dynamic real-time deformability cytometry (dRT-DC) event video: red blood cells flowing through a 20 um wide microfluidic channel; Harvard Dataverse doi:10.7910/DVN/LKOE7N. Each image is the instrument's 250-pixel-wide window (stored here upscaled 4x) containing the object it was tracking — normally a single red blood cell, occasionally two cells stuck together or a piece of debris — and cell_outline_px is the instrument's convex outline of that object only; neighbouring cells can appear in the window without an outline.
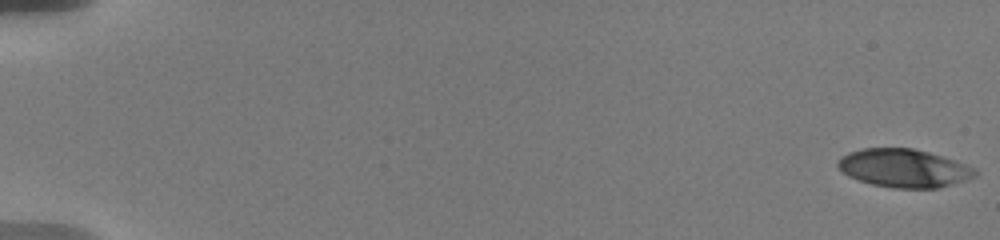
{"species": "human", "species_latin": "Homo sapiens", "temperature_condition": "warm", "stored_images_in_passage": 57, "camera_frame_rate_fps": 3000, "um_per_image_px": 0.085, "donor": {"sex": "male"}, "frame": {"image": 1, "passage_image": 1, "time_ms": 0.0, "image_size_px": [1000, 240], "cell_outline_px": [[976, 176], [968, 180], [936, 188], [892, 188], [872, 184], [848, 176], [836, 164], [848, 152], [864, 148], [912, 148], [928, 152], [956, 160], [976, 168]], "centroid_in_image_um": [76.88, 14.3], "position_along_channel_um": 8.1, "area_um2": 30.46}}
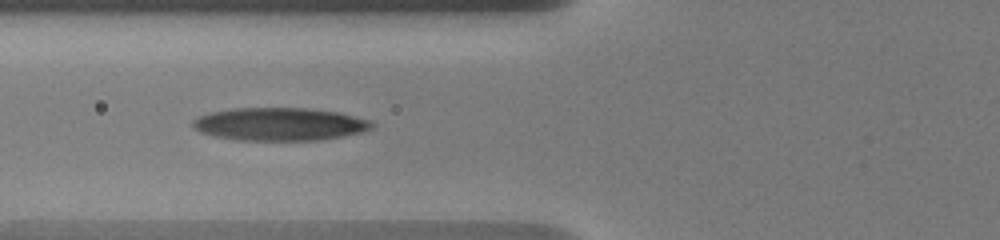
{"frame": {"image": 2, "passage_image": 24, "time_ms": 7.667, "image_size_px": [1000, 240], "cell_outline_px": [[376, 124], [372, 128], [364, 132], [316, 140], [232, 140], [212, 136], [200, 132], [192, 124], [192, 120], [200, 116], [212, 112], [232, 108], [304, 108], [340, 112], [372, 120]], "centroid_in_image_um": [23.8, 10.55], "position_along_channel_um": 102.0, "area_um2": 34.51}}
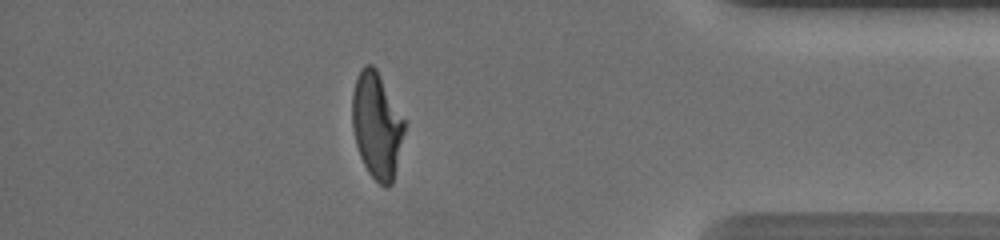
{"frame": {"image": 3, "passage_image": 51, "time_ms": 16.667, "image_size_px": [1000, 240], "cell_outline_px": [[404, 132], [392, 184], [380, 184], [368, 172], [360, 156], [356, 144], [352, 128], [352, 92], [360, 68], [364, 64], [372, 64], [376, 68], [404, 120]], "centroid_in_image_um": [31.99, 10.62], "position_along_channel_um": 403.2, "area_um2": 31.67}, "authors_computed_cell_mechanics": {"area_um2": 32.5992, "velocity_mm_per_s": 3.6388, "shape_relaxation_time_tau1_ms": 5.879, "shape_relaxation_time_tau2_ms": 1.4825, "deformation_change_tau1": 0.2473, "deformation_change_tau2": 0.0977}}